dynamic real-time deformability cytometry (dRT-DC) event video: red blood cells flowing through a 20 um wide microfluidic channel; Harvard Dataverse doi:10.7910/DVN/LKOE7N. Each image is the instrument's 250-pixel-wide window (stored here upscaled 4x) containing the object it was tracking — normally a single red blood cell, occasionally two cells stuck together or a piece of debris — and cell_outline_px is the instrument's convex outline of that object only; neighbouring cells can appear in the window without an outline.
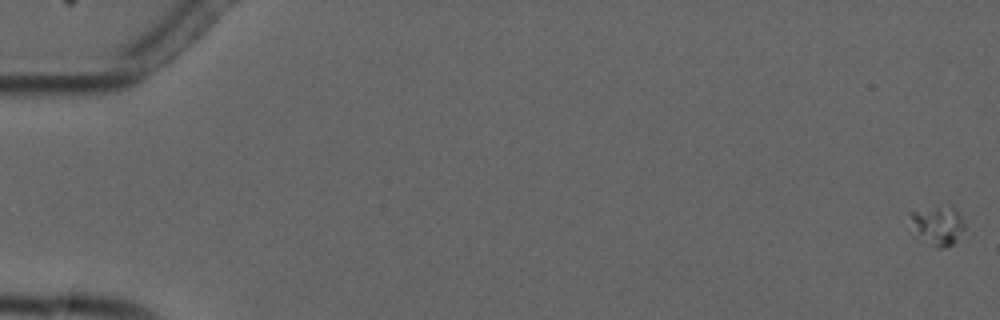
{"species": "common noctule bat (a hibernating species)", "species_latin": "Nyctalus noctula", "temperature_condition": "cold", "stored_images_in_passage": 6, "camera_frame_rate_fps": 3000, "um_per_image_px": 0.085, "animal": {"sex": "male", "forearm_length_mm": 52.5}, "frame": {"image": 1, "passage_image": 1, "time_ms": 0.0, "image_size_px": [1000, 320], "cell_outline_px": [[964, 228], [956, 240], [952, 244], [944, 248], [936, 248], [920, 232], [912, 220], [908, 212], [952, 204], [960, 212], [964, 224]], "centroid_in_image_um": [79.83, 19.09], "position_along_channel_um": 5.2, "area_um2": 11.68}}
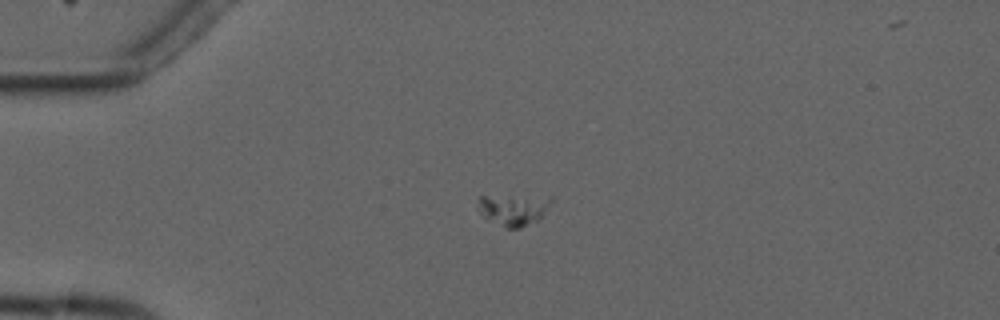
{"frame": {"image": 2, "passage_image": 4, "time_ms": 4.667, "image_size_px": [1000, 320], "cell_outline_px": [[552, 200], [544, 212], [536, 220], [520, 228], [508, 228], [484, 216], [476, 200], [476, 196], [552, 196]], "centroid_in_image_um": [43.64, 17.77], "position_along_channel_um": 41.4, "area_um2": 12.95}}
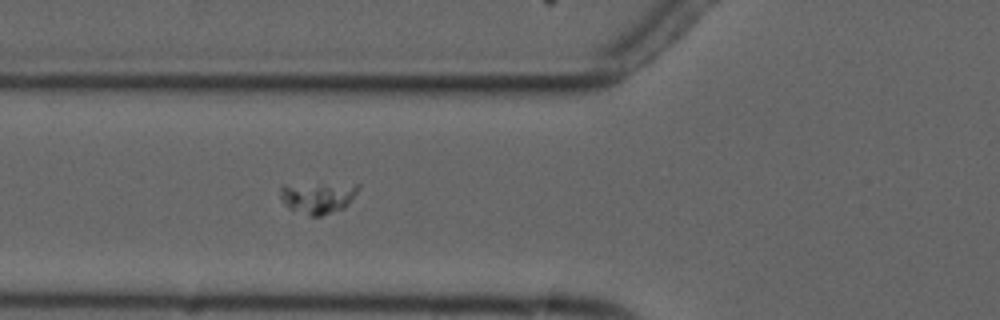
{"frame": {"image": 3, "passage_image": 6, "time_ms": 7.0, "image_size_px": [1000, 320], "cell_outline_px": [[360, 188], [348, 204], [344, 208], [320, 216], [308, 216], [288, 208], [284, 204], [280, 196], [280, 188], [284, 184], [360, 184]], "centroid_in_image_um": [27.0, 16.79], "position_along_channel_um": 98.8, "area_um2": 14.39}}